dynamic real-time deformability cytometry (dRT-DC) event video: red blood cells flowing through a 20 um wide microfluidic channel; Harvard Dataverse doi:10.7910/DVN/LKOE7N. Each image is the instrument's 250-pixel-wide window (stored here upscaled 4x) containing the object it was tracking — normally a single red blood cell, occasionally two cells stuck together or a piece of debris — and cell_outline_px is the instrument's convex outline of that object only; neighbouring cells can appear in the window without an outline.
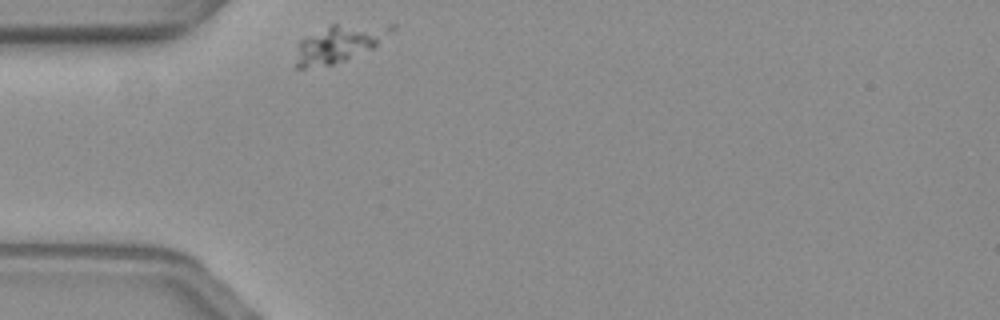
{"species": "common noctule bat (a hibernating species)", "species_latin": "Nyctalus noctula", "temperature_condition": "warm", "stored_images_in_passage": 4, "camera_frame_rate_fps": 3000, "um_per_image_px": 0.085, "animal": {"sex": "female", "body_mass_g": 19.3, "forearm_length_mm": 54.1}, "frame": {"image": 1, "passage_image": 1, "time_ms": 0.0, "image_size_px": [1000, 320], "cell_outline_px": [[376, 44], [372, 48], [344, 60], [332, 64], [304, 68], [292, 68], [296, 44], [304, 36], [332, 24], [336, 24], [364, 32], [372, 36], [376, 40]], "centroid_in_image_um": [28.12, 3.93], "position_along_channel_um": 56.9, "area_um2": 17.46}}